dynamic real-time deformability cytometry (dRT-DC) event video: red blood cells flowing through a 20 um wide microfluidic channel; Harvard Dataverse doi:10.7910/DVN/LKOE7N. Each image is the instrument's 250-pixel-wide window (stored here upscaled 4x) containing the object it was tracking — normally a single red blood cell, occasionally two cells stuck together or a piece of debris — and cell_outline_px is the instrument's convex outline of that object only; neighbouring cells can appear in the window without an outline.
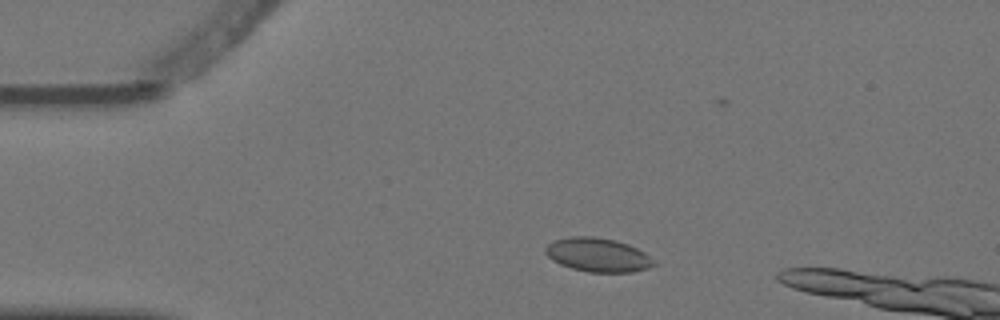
{"species": "Egyptian fruit bat (a non-hibernating species)", "species_latin": "Rousettus aegyptiacus", "temperature_condition": "warm", "stored_images_in_passage": 4, "camera_frame_rate_fps": 3000, "um_per_image_px": 0.085, "animal": {"sex": "female"}, "frame": {"image": 1, "passage_image": 3, "time_ms": 0.667, "image_size_px": [1000, 320], "cell_outline_px": [[656, 264], [648, 268], [632, 272], [588, 272], [572, 268], [560, 264], [552, 260], [544, 252], [544, 248], [552, 240], [568, 236], [592, 236], [616, 240], [628, 244], [644, 252]], "centroid_in_image_um": [50.77, 21.65], "position_along_channel_um": 34.2, "area_um2": 21.44}}